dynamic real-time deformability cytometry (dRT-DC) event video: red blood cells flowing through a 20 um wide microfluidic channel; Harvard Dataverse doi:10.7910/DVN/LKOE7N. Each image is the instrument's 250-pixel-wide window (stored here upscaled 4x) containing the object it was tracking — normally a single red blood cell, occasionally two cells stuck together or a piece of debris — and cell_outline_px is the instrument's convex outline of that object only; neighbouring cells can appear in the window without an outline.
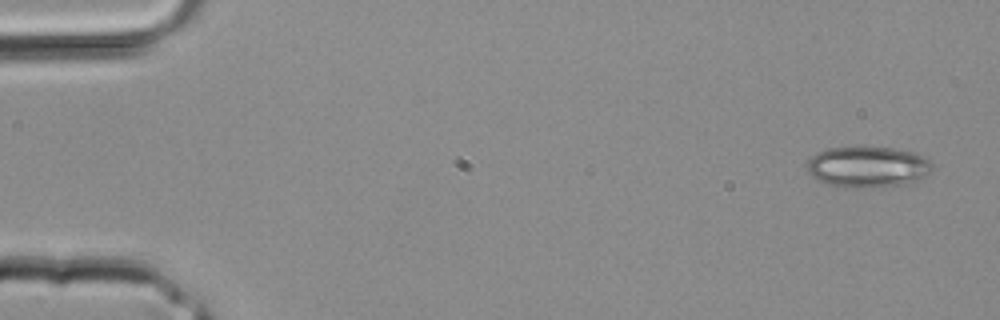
{"species": "common noctule bat (a hibernating species)", "species_latin": "Nyctalus noctula", "temperature_condition": "room temperature", "stored_images_in_passage": 5, "camera_frame_rate_fps": 3000, "um_per_image_px": 0.085, "animal": {"sex": "male", "body_mass_g": 20.4}, "frame": {"image": 1, "passage_image": 1, "time_ms": 0.0, "image_size_px": [1000, 320], "cell_outline_px": [[936, 168], [920, 180], [904, 184], [884, 188], [844, 188], [828, 184], [812, 176], [808, 172], [808, 160], [816, 152], [828, 148], [852, 144], [892, 148], [912, 152], [924, 156]], "centroid_in_image_um": [73.77, 14.17], "position_along_channel_um": 11.2, "area_um2": 31.1}}